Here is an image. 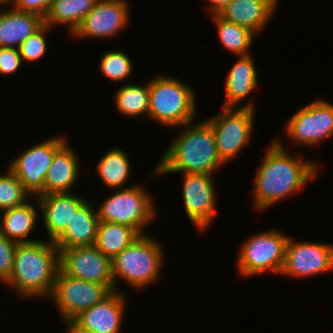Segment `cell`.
Wrapping results in <instances>:
<instances>
[{"label": "cell", "mask_w": 333, "mask_h": 333, "mask_svg": "<svg viewBox=\"0 0 333 333\" xmlns=\"http://www.w3.org/2000/svg\"><path fill=\"white\" fill-rule=\"evenodd\" d=\"M280 140L269 144L255 177L253 207L258 212L301 190L319 173V164L304 161L301 152L291 156Z\"/></svg>", "instance_id": "1"}, {"label": "cell", "mask_w": 333, "mask_h": 333, "mask_svg": "<svg viewBox=\"0 0 333 333\" xmlns=\"http://www.w3.org/2000/svg\"><path fill=\"white\" fill-rule=\"evenodd\" d=\"M183 128L164 152L154 168V176L173 173L210 174L224 166L212 126L205 121H193L180 126ZM215 170V171H214Z\"/></svg>", "instance_id": "2"}, {"label": "cell", "mask_w": 333, "mask_h": 333, "mask_svg": "<svg viewBox=\"0 0 333 333\" xmlns=\"http://www.w3.org/2000/svg\"><path fill=\"white\" fill-rule=\"evenodd\" d=\"M59 265V250L53 241L18 243L12 274L6 285L23 298H50Z\"/></svg>", "instance_id": "3"}, {"label": "cell", "mask_w": 333, "mask_h": 333, "mask_svg": "<svg viewBox=\"0 0 333 333\" xmlns=\"http://www.w3.org/2000/svg\"><path fill=\"white\" fill-rule=\"evenodd\" d=\"M147 234L146 232L139 235L111 260L115 291L118 290L117 284L120 279H124L135 289L147 288L159 279L161 267L165 262L164 249L154 237Z\"/></svg>", "instance_id": "4"}, {"label": "cell", "mask_w": 333, "mask_h": 333, "mask_svg": "<svg viewBox=\"0 0 333 333\" xmlns=\"http://www.w3.org/2000/svg\"><path fill=\"white\" fill-rule=\"evenodd\" d=\"M193 88L171 76L159 75L149 81L148 119L167 127L193 122L197 113Z\"/></svg>", "instance_id": "5"}, {"label": "cell", "mask_w": 333, "mask_h": 333, "mask_svg": "<svg viewBox=\"0 0 333 333\" xmlns=\"http://www.w3.org/2000/svg\"><path fill=\"white\" fill-rule=\"evenodd\" d=\"M116 191L97 208L99 221L127 225L139 235L146 234L144 227L154 220L156 215L151 195L140 184Z\"/></svg>", "instance_id": "6"}, {"label": "cell", "mask_w": 333, "mask_h": 333, "mask_svg": "<svg viewBox=\"0 0 333 333\" xmlns=\"http://www.w3.org/2000/svg\"><path fill=\"white\" fill-rule=\"evenodd\" d=\"M288 237L281 231L272 229L247 238L240 246L236 261L239 274L243 277L268 271L280 274Z\"/></svg>", "instance_id": "7"}, {"label": "cell", "mask_w": 333, "mask_h": 333, "mask_svg": "<svg viewBox=\"0 0 333 333\" xmlns=\"http://www.w3.org/2000/svg\"><path fill=\"white\" fill-rule=\"evenodd\" d=\"M114 290V285H102L66 275L60 268L57 272L50 300L63 318V324L70 323L84 310L103 301Z\"/></svg>", "instance_id": "8"}, {"label": "cell", "mask_w": 333, "mask_h": 333, "mask_svg": "<svg viewBox=\"0 0 333 333\" xmlns=\"http://www.w3.org/2000/svg\"><path fill=\"white\" fill-rule=\"evenodd\" d=\"M255 110L252 107H224L207 119L212 126L218 154L224 164L235 159L251 140Z\"/></svg>", "instance_id": "9"}, {"label": "cell", "mask_w": 333, "mask_h": 333, "mask_svg": "<svg viewBox=\"0 0 333 333\" xmlns=\"http://www.w3.org/2000/svg\"><path fill=\"white\" fill-rule=\"evenodd\" d=\"M295 143L314 146L333 136V104L317 99L293 114L284 125Z\"/></svg>", "instance_id": "10"}, {"label": "cell", "mask_w": 333, "mask_h": 333, "mask_svg": "<svg viewBox=\"0 0 333 333\" xmlns=\"http://www.w3.org/2000/svg\"><path fill=\"white\" fill-rule=\"evenodd\" d=\"M66 142L52 137L26 149L9 164L8 169L19 178L24 188L34 196L44 195V179L55 152Z\"/></svg>", "instance_id": "11"}, {"label": "cell", "mask_w": 333, "mask_h": 333, "mask_svg": "<svg viewBox=\"0 0 333 333\" xmlns=\"http://www.w3.org/2000/svg\"><path fill=\"white\" fill-rule=\"evenodd\" d=\"M329 271H333V245L296 242L292 237H288L280 275L298 279Z\"/></svg>", "instance_id": "12"}, {"label": "cell", "mask_w": 333, "mask_h": 333, "mask_svg": "<svg viewBox=\"0 0 333 333\" xmlns=\"http://www.w3.org/2000/svg\"><path fill=\"white\" fill-rule=\"evenodd\" d=\"M182 200L191 223L201 232L206 231L215 218L216 190L213 175L183 173Z\"/></svg>", "instance_id": "13"}, {"label": "cell", "mask_w": 333, "mask_h": 333, "mask_svg": "<svg viewBox=\"0 0 333 333\" xmlns=\"http://www.w3.org/2000/svg\"><path fill=\"white\" fill-rule=\"evenodd\" d=\"M59 264L68 276L102 285H114L111 259L95 245L61 250Z\"/></svg>", "instance_id": "14"}, {"label": "cell", "mask_w": 333, "mask_h": 333, "mask_svg": "<svg viewBox=\"0 0 333 333\" xmlns=\"http://www.w3.org/2000/svg\"><path fill=\"white\" fill-rule=\"evenodd\" d=\"M126 0H98L72 33L75 38H110L130 22Z\"/></svg>", "instance_id": "15"}, {"label": "cell", "mask_w": 333, "mask_h": 333, "mask_svg": "<svg viewBox=\"0 0 333 333\" xmlns=\"http://www.w3.org/2000/svg\"><path fill=\"white\" fill-rule=\"evenodd\" d=\"M124 293L113 291L103 301L84 310L70 324L83 333H119L126 307Z\"/></svg>", "instance_id": "16"}, {"label": "cell", "mask_w": 333, "mask_h": 333, "mask_svg": "<svg viewBox=\"0 0 333 333\" xmlns=\"http://www.w3.org/2000/svg\"><path fill=\"white\" fill-rule=\"evenodd\" d=\"M42 210L43 223L49 241H55L67 228L74 213L87 201L75 193H51L35 197Z\"/></svg>", "instance_id": "17"}, {"label": "cell", "mask_w": 333, "mask_h": 333, "mask_svg": "<svg viewBox=\"0 0 333 333\" xmlns=\"http://www.w3.org/2000/svg\"><path fill=\"white\" fill-rule=\"evenodd\" d=\"M278 2L279 0H232L218 15L259 34L275 14Z\"/></svg>", "instance_id": "18"}, {"label": "cell", "mask_w": 333, "mask_h": 333, "mask_svg": "<svg viewBox=\"0 0 333 333\" xmlns=\"http://www.w3.org/2000/svg\"><path fill=\"white\" fill-rule=\"evenodd\" d=\"M226 99L223 103L224 107H252L253 102L241 105L242 101L253 92L258 85V73L254 65V60L251 55L239 56V59L234 63L228 72L225 80Z\"/></svg>", "instance_id": "19"}, {"label": "cell", "mask_w": 333, "mask_h": 333, "mask_svg": "<svg viewBox=\"0 0 333 333\" xmlns=\"http://www.w3.org/2000/svg\"><path fill=\"white\" fill-rule=\"evenodd\" d=\"M99 218L91 202L86 201L73 215L65 231L54 241L59 252L73 247L93 246Z\"/></svg>", "instance_id": "20"}, {"label": "cell", "mask_w": 333, "mask_h": 333, "mask_svg": "<svg viewBox=\"0 0 333 333\" xmlns=\"http://www.w3.org/2000/svg\"><path fill=\"white\" fill-rule=\"evenodd\" d=\"M77 156L67 141L55 152L44 179V195L71 192L81 169Z\"/></svg>", "instance_id": "21"}, {"label": "cell", "mask_w": 333, "mask_h": 333, "mask_svg": "<svg viewBox=\"0 0 333 333\" xmlns=\"http://www.w3.org/2000/svg\"><path fill=\"white\" fill-rule=\"evenodd\" d=\"M37 14L12 8L0 11V47L16 48L44 26Z\"/></svg>", "instance_id": "22"}, {"label": "cell", "mask_w": 333, "mask_h": 333, "mask_svg": "<svg viewBox=\"0 0 333 333\" xmlns=\"http://www.w3.org/2000/svg\"><path fill=\"white\" fill-rule=\"evenodd\" d=\"M0 233L16 243H31L37 240L28 239L39 214L37 208L28 201L18 207L2 211ZM27 238V239H26Z\"/></svg>", "instance_id": "23"}, {"label": "cell", "mask_w": 333, "mask_h": 333, "mask_svg": "<svg viewBox=\"0 0 333 333\" xmlns=\"http://www.w3.org/2000/svg\"><path fill=\"white\" fill-rule=\"evenodd\" d=\"M98 0H52L44 24L50 28L66 24L73 33Z\"/></svg>", "instance_id": "24"}, {"label": "cell", "mask_w": 333, "mask_h": 333, "mask_svg": "<svg viewBox=\"0 0 333 333\" xmlns=\"http://www.w3.org/2000/svg\"><path fill=\"white\" fill-rule=\"evenodd\" d=\"M130 167L128 155L120 148H113L97 162L96 172L107 189L109 187L115 190L130 187L125 186L131 176Z\"/></svg>", "instance_id": "25"}, {"label": "cell", "mask_w": 333, "mask_h": 333, "mask_svg": "<svg viewBox=\"0 0 333 333\" xmlns=\"http://www.w3.org/2000/svg\"><path fill=\"white\" fill-rule=\"evenodd\" d=\"M139 234L131 227L114 222H99L95 246L111 260L129 246Z\"/></svg>", "instance_id": "26"}, {"label": "cell", "mask_w": 333, "mask_h": 333, "mask_svg": "<svg viewBox=\"0 0 333 333\" xmlns=\"http://www.w3.org/2000/svg\"><path fill=\"white\" fill-rule=\"evenodd\" d=\"M211 18L217 27L218 37L224 48L237 56L250 54L248 51L256 35L254 32L249 28L228 22L219 15H211Z\"/></svg>", "instance_id": "27"}, {"label": "cell", "mask_w": 333, "mask_h": 333, "mask_svg": "<svg viewBox=\"0 0 333 333\" xmlns=\"http://www.w3.org/2000/svg\"><path fill=\"white\" fill-rule=\"evenodd\" d=\"M145 85L126 84L114 94L116 108L128 117L144 116L149 112V82Z\"/></svg>", "instance_id": "28"}, {"label": "cell", "mask_w": 333, "mask_h": 333, "mask_svg": "<svg viewBox=\"0 0 333 333\" xmlns=\"http://www.w3.org/2000/svg\"><path fill=\"white\" fill-rule=\"evenodd\" d=\"M31 194L9 169L0 176V211L25 204Z\"/></svg>", "instance_id": "29"}, {"label": "cell", "mask_w": 333, "mask_h": 333, "mask_svg": "<svg viewBox=\"0 0 333 333\" xmlns=\"http://www.w3.org/2000/svg\"><path fill=\"white\" fill-rule=\"evenodd\" d=\"M99 62L103 76L116 82L129 79L132 74L133 63L122 50L107 51Z\"/></svg>", "instance_id": "30"}, {"label": "cell", "mask_w": 333, "mask_h": 333, "mask_svg": "<svg viewBox=\"0 0 333 333\" xmlns=\"http://www.w3.org/2000/svg\"><path fill=\"white\" fill-rule=\"evenodd\" d=\"M49 26L44 25L40 30L35 34L28 37L19 47V54L22 58V61L34 62L41 59L47 51V40L46 32L51 30Z\"/></svg>", "instance_id": "31"}, {"label": "cell", "mask_w": 333, "mask_h": 333, "mask_svg": "<svg viewBox=\"0 0 333 333\" xmlns=\"http://www.w3.org/2000/svg\"><path fill=\"white\" fill-rule=\"evenodd\" d=\"M17 244L0 233V281L3 284L11 277Z\"/></svg>", "instance_id": "32"}, {"label": "cell", "mask_w": 333, "mask_h": 333, "mask_svg": "<svg viewBox=\"0 0 333 333\" xmlns=\"http://www.w3.org/2000/svg\"><path fill=\"white\" fill-rule=\"evenodd\" d=\"M22 62L18 49L0 47V74H15L21 67Z\"/></svg>", "instance_id": "33"}, {"label": "cell", "mask_w": 333, "mask_h": 333, "mask_svg": "<svg viewBox=\"0 0 333 333\" xmlns=\"http://www.w3.org/2000/svg\"><path fill=\"white\" fill-rule=\"evenodd\" d=\"M52 0H11L9 5L19 11L37 14L42 18L48 13Z\"/></svg>", "instance_id": "34"}, {"label": "cell", "mask_w": 333, "mask_h": 333, "mask_svg": "<svg viewBox=\"0 0 333 333\" xmlns=\"http://www.w3.org/2000/svg\"><path fill=\"white\" fill-rule=\"evenodd\" d=\"M210 3L207 7L210 15H218L232 0H207Z\"/></svg>", "instance_id": "35"}, {"label": "cell", "mask_w": 333, "mask_h": 333, "mask_svg": "<svg viewBox=\"0 0 333 333\" xmlns=\"http://www.w3.org/2000/svg\"><path fill=\"white\" fill-rule=\"evenodd\" d=\"M66 326V332L67 333H83V332H80L79 330H77L76 328H74L70 323H66L65 324Z\"/></svg>", "instance_id": "36"}, {"label": "cell", "mask_w": 333, "mask_h": 333, "mask_svg": "<svg viewBox=\"0 0 333 333\" xmlns=\"http://www.w3.org/2000/svg\"><path fill=\"white\" fill-rule=\"evenodd\" d=\"M5 5H8V3L5 0H0V11L2 9L1 7Z\"/></svg>", "instance_id": "37"}]
</instances>
